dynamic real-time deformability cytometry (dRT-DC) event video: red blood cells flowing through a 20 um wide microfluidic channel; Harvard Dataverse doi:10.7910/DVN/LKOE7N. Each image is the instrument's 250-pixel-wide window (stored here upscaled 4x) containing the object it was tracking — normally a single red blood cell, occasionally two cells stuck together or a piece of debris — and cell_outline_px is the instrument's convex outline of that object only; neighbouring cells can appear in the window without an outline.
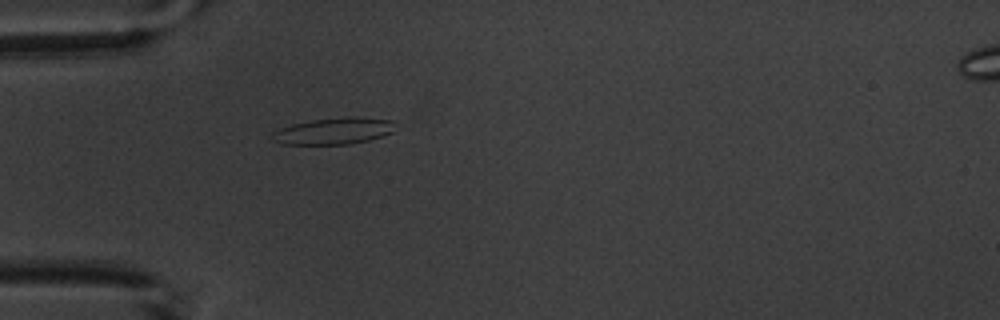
{"species": "common noctule bat (a hibernating species)", "species_latin": "Nyctalus noctula", "temperature_condition": "warm", "stored_images_in_passage": 4, "camera_frame_rate_fps": 3000, "um_per_image_px": 0.085, "animal": {"sex": "male", "body_mass_g": 20.1, "forearm_length_mm": 53.5}, "frame": {"image": 1, "passage_image": 4, "time_ms": 4.333, "image_size_px": [1000, 320], "cell_outline_px": [[396, 132], [368, 140], [348, 144], [280, 144], [272, 140], [272, 132], [280, 128], [292, 124], [312, 120], [344, 116], [352, 116], [392, 120]], "centroid_in_image_um": [28.38, 11.13], "position_along_channel_um": 56.6, "area_um2": 19.19}}